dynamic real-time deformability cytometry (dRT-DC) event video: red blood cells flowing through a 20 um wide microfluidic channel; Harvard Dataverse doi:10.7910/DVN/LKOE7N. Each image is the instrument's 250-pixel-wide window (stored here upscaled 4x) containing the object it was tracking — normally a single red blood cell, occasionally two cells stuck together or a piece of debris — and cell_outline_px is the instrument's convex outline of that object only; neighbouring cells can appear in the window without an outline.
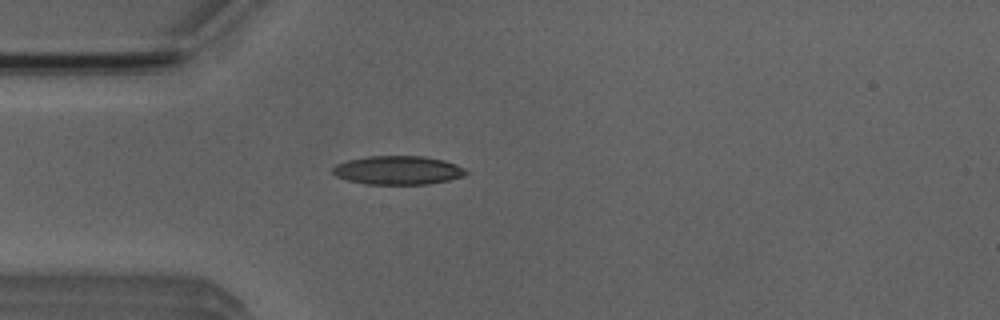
{"species": "Egyptian fruit bat (a non-hibernating species)", "species_latin": "Rousettus aegyptiacus", "temperature_condition": "room temperature", "stored_images_in_passage": 51, "camera_frame_rate_fps": 3000, "um_per_image_px": 0.085, "animal": {"sex": "male"}, "frame": {"image": 1, "passage_image": 14, "time_ms": 4.333, "image_size_px": [1000, 320], "cell_outline_px": [[468, 172], [464, 176], [448, 180], [428, 184], [364, 184], [348, 180], [336, 176], [332, 172], [332, 168], [336, 164], [348, 160], [368, 156], [424, 156], [444, 160], [456, 164], [464, 168]], "centroid_in_image_um": [33.82, 14.47], "position_along_channel_um": 51.2, "area_um2": 22.31}}
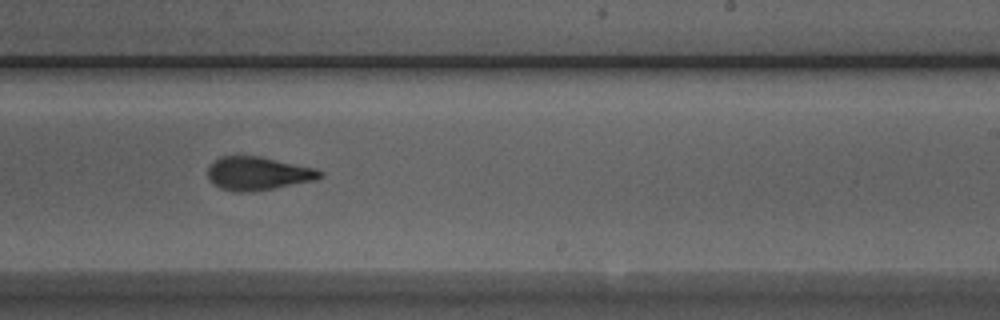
{"frame": {"image": 2, "passage_image": 31, "time_ms": 10.0, "image_size_px": [1000, 320], "cell_outline_px": [[324, 176], [316, 180], [252, 192], [236, 192], [220, 188], [212, 184], [208, 176], [208, 168], [220, 156], [260, 156], [316, 168], [324, 172]], "centroid_in_image_um": [21.95, 14.75], "position_along_channel_um": 267.0, "area_um2": 21.91}}
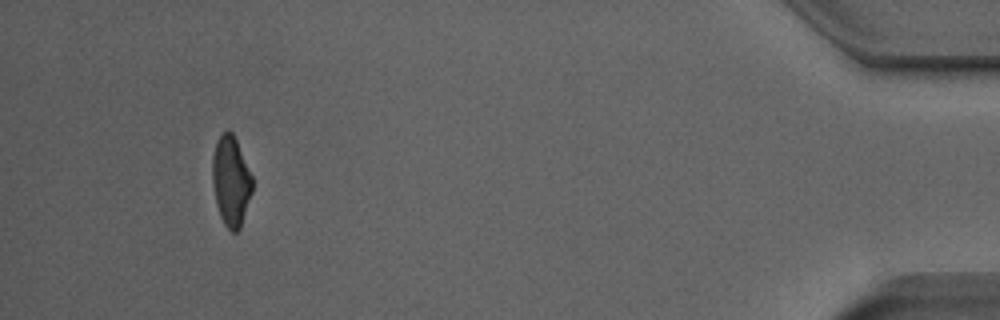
{"frame": {"image": 3, "passage_image": 48, "time_ms": 15.667, "image_size_px": [1000, 320], "cell_outline_px": [[252, 192], [240, 228], [236, 232], [232, 232], [224, 224], [220, 216], [216, 204], [212, 184], [212, 156], [216, 140], [228, 128], [232, 132], [236, 140], [252, 176]], "centroid_in_image_um": [19.61, 15.38], "position_along_channel_um": 415.6, "area_um2": 20.92}, "authors_computed_cell_mechanics": {"area_um2": 21.5016, "velocity_mm_per_s": 3.9524, "shape_relaxation_time_tau1_ms": 5.7717, "shape_relaxation_time_tau2_ms": 1.7711, "deformation_change_tau1": 0.1894, "deformation_change_tau2": 0.0806}}